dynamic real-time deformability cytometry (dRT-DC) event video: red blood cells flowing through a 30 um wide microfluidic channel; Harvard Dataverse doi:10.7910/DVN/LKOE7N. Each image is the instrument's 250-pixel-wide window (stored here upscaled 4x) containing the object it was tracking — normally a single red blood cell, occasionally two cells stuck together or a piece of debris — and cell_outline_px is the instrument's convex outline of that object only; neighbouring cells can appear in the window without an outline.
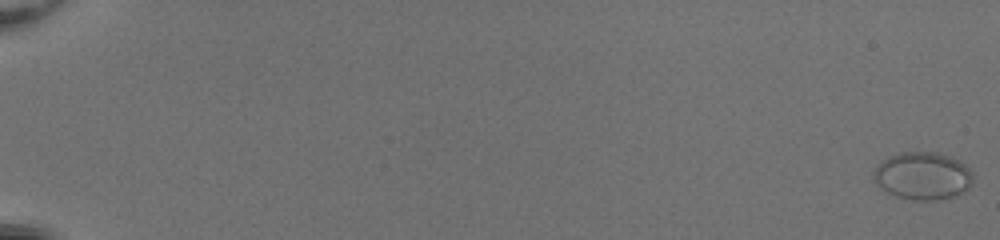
{"species": "common noctule bat (a hibernating species)", "species_latin": "Nyctalus noctula", "temperature_condition": "room temperature", "stored_images_in_passage": 13, "camera_frame_rate_fps": 3000, "um_per_image_px": 0.085, "animal": {"sex": "female", "body_mass_g": 20.0, "forearm_length_mm": 54.0}, "frame": {"image": 1, "passage_image": 1, "time_ms": 0.0, "image_size_px": [1000, 240], "cell_outline_px": [[972, 180], [968, 188], [964, 192], [952, 196], [932, 200], [912, 200], [896, 196], [884, 192], [872, 176], [872, 172], [888, 156], [900, 152], [936, 152], [952, 156], [960, 160], [968, 168], [972, 176]], "centroid_in_image_um": [78.41, 14.94], "position_along_channel_um": 6.6, "area_um2": 27.57}}